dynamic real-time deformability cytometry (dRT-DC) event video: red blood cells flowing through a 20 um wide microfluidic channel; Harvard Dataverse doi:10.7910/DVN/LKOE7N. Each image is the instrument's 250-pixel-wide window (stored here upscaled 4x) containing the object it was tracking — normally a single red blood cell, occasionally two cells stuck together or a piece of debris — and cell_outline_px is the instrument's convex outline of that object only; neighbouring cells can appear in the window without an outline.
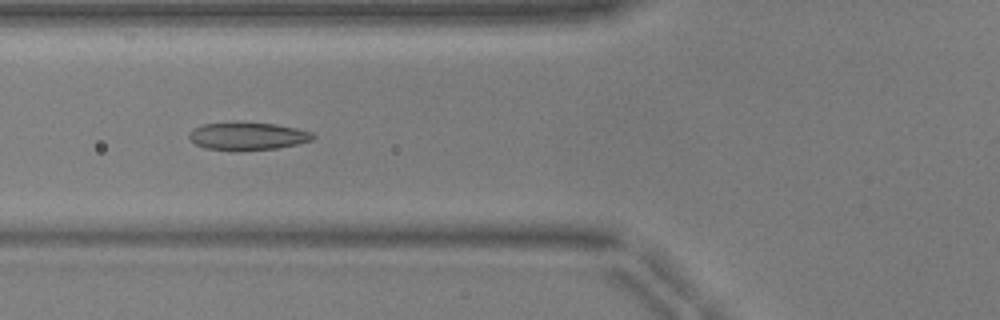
{"species": "common noctule bat (a hibernating species)", "species_latin": "Nyctalus noctula", "temperature_condition": "warm", "stored_images_in_passage": 44, "camera_frame_rate_fps": 3000, "um_per_image_px": 0.085, "animal": {"sex": "male", "body_mass_g": 17.9, "forearm_length_mm": 54.2}, "frame": {"image": 1, "passage_image": 13, "time_ms": 4.0, "image_size_px": [1000, 320], "cell_outline_px": [[316, 136], [312, 140], [296, 144], [276, 148], [236, 152], [232, 152], [208, 148], [196, 144], [188, 136], [188, 132], [192, 128], [204, 124], [276, 124], [296, 128], [312, 132]], "centroid_in_image_um": [21.05, 11.61], "position_along_channel_um": 104.8, "area_um2": 19.71}}
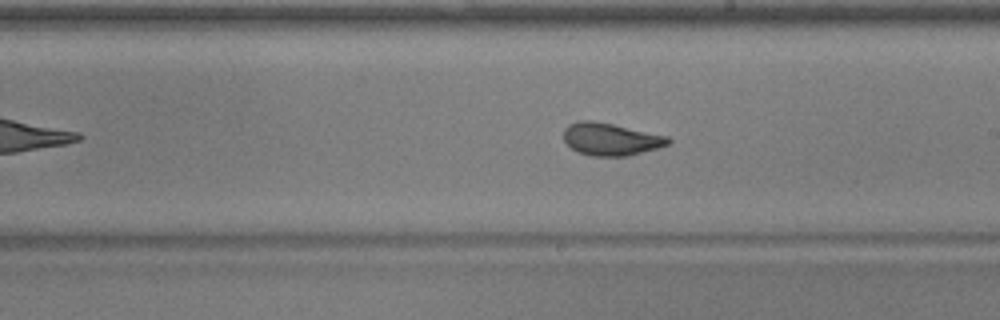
{"frame": {"image": 2, "passage_image": 23, "time_ms": 7.333, "image_size_px": [1000, 320], "cell_outline_px": [[672, 140], [668, 144], [656, 148], [628, 156], [592, 156], [576, 152], [564, 140], [564, 128], [568, 124], [580, 120], [592, 120], [612, 124], [668, 136]], "centroid_in_image_um": [51.88, 11.83], "position_along_channel_um": 237.1, "area_um2": 19.71}}
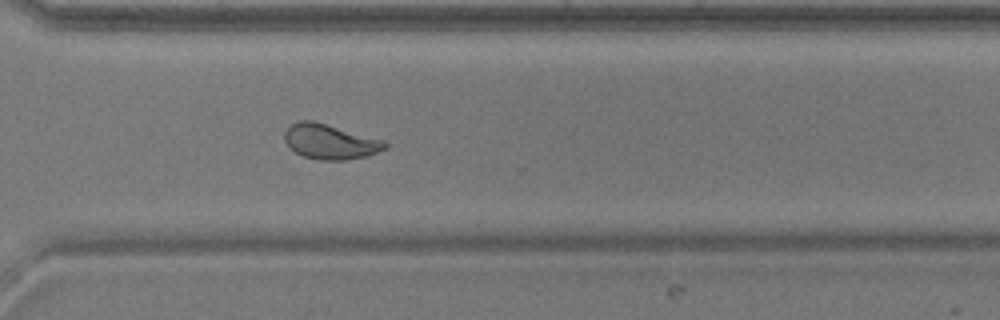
{"frame": {"image": 3, "passage_image": 31, "time_ms": 10.0, "image_size_px": [1000, 320], "cell_outline_px": [[388, 148], [368, 156], [344, 160], [320, 160], [304, 156], [296, 152], [284, 140], [284, 132], [292, 124], [300, 120], [312, 120], [384, 140], [388, 144]], "centroid_in_image_um": [28.09, 12.04], "position_along_channel_um": 342.5, "area_um2": 20.35}, "authors_computed_cell_mechanics": {"area_um2": 20.3456, "velocity_mm_per_s": 3.9667, "shape_relaxation_time_tau1_ms": 4.477, "shape_relaxation_time_tau2_ms": 1.0507, "deformation_change_tau1": 0.1848, "deformation_change_tau2": 0.0589}}